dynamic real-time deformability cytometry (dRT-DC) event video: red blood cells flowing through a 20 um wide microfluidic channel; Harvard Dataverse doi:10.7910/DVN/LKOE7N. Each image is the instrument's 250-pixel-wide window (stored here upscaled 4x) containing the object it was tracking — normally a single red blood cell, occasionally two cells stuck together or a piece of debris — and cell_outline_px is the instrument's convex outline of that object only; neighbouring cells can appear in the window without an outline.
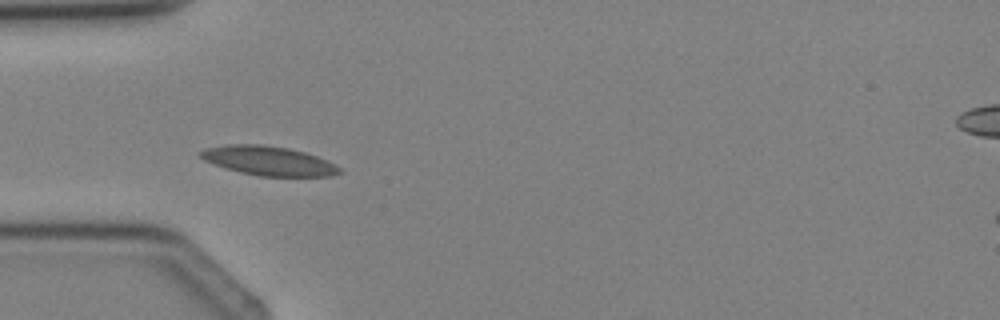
{"species": "Egyptian fruit bat (a non-hibernating species)", "species_latin": "Rousettus aegyptiacus", "temperature_condition": "cold", "stored_images_in_passage": 3, "camera_frame_rate_fps": 3000, "um_per_image_px": 0.085, "animal": {"sex": "female"}, "frame": {"image": 1, "passage_image": 3, "time_ms": 3.0, "image_size_px": [1000, 320], "cell_outline_px": [[344, 172], [332, 176], [260, 176], [240, 172], [224, 168], [204, 160], [200, 156], [200, 152], [204, 148], [228, 144], [260, 144], [288, 148], [304, 152], [316, 156], [340, 168]], "centroid_in_image_um": [22.8, 13.67], "position_along_channel_um": 62.2, "area_um2": 23.52}}